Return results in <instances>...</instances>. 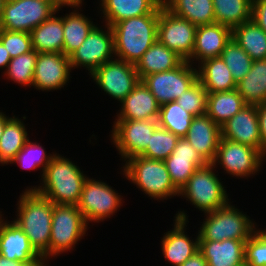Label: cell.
Returning <instances> with one entry per match:
<instances>
[{"label": "cell", "instance_id": "cell-43", "mask_svg": "<svg viewBox=\"0 0 266 266\" xmlns=\"http://www.w3.org/2000/svg\"><path fill=\"white\" fill-rule=\"evenodd\" d=\"M245 265L266 266V231L256 230L245 243Z\"/></svg>", "mask_w": 266, "mask_h": 266}, {"label": "cell", "instance_id": "cell-38", "mask_svg": "<svg viewBox=\"0 0 266 266\" xmlns=\"http://www.w3.org/2000/svg\"><path fill=\"white\" fill-rule=\"evenodd\" d=\"M179 139L172 132L158 126L154 130L147 148L140 155L148 159L164 161L171 155Z\"/></svg>", "mask_w": 266, "mask_h": 266}, {"label": "cell", "instance_id": "cell-21", "mask_svg": "<svg viewBox=\"0 0 266 266\" xmlns=\"http://www.w3.org/2000/svg\"><path fill=\"white\" fill-rule=\"evenodd\" d=\"M184 138L207 163H213L221 138V127L207 114L198 115L193 118Z\"/></svg>", "mask_w": 266, "mask_h": 266}, {"label": "cell", "instance_id": "cell-44", "mask_svg": "<svg viewBox=\"0 0 266 266\" xmlns=\"http://www.w3.org/2000/svg\"><path fill=\"white\" fill-rule=\"evenodd\" d=\"M251 18L266 32V0H253Z\"/></svg>", "mask_w": 266, "mask_h": 266}, {"label": "cell", "instance_id": "cell-18", "mask_svg": "<svg viewBox=\"0 0 266 266\" xmlns=\"http://www.w3.org/2000/svg\"><path fill=\"white\" fill-rule=\"evenodd\" d=\"M0 215V255L26 264H44L42 257L31 246L27 235L15 224L4 222Z\"/></svg>", "mask_w": 266, "mask_h": 266}, {"label": "cell", "instance_id": "cell-41", "mask_svg": "<svg viewBox=\"0 0 266 266\" xmlns=\"http://www.w3.org/2000/svg\"><path fill=\"white\" fill-rule=\"evenodd\" d=\"M207 95L208 92L201 82L197 80L175 101L187 112L198 116L207 112Z\"/></svg>", "mask_w": 266, "mask_h": 266}, {"label": "cell", "instance_id": "cell-40", "mask_svg": "<svg viewBox=\"0 0 266 266\" xmlns=\"http://www.w3.org/2000/svg\"><path fill=\"white\" fill-rule=\"evenodd\" d=\"M45 149L38 143H33L32 141L26 142L24 147L17 153L15 158L11 161L12 163H19V166L24 169H35L42 166V172L44 173L47 165L50 163L52 158L55 156L46 154Z\"/></svg>", "mask_w": 266, "mask_h": 266}, {"label": "cell", "instance_id": "cell-8", "mask_svg": "<svg viewBox=\"0 0 266 266\" xmlns=\"http://www.w3.org/2000/svg\"><path fill=\"white\" fill-rule=\"evenodd\" d=\"M183 61L175 69L150 74L141 79L161 105L175 101L197 80V69Z\"/></svg>", "mask_w": 266, "mask_h": 266}, {"label": "cell", "instance_id": "cell-28", "mask_svg": "<svg viewBox=\"0 0 266 266\" xmlns=\"http://www.w3.org/2000/svg\"><path fill=\"white\" fill-rule=\"evenodd\" d=\"M54 15L30 32L33 50H36L38 53L51 52L63 54V18L55 17Z\"/></svg>", "mask_w": 266, "mask_h": 266}, {"label": "cell", "instance_id": "cell-34", "mask_svg": "<svg viewBox=\"0 0 266 266\" xmlns=\"http://www.w3.org/2000/svg\"><path fill=\"white\" fill-rule=\"evenodd\" d=\"M23 122L15 118H8L5 122L3 134L0 138V163L8 164L24 147L29 137Z\"/></svg>", "mask_w": 266, "mask_h": 266}, {"label": "cell", "instance_id": "cell-19", "mask_svg": "<svg viewBox=\"0 0 266 266\" xmlns=\"http://www.w3.org/2000/svg\"><path fill=\"white\" fill-rule=\"evenodd\" d=\"M186 222V213L178 212L173 230L168 231L162 238V254L173 266H181L188 258L199 251V236L195 241H192L185 235Z\"/></svg>", "mask_w": 266, "mask_h": 266}, {"label": "cell", "instance_id": "cell-51", "mask_svg": "<svg viewBox=\"0 0 266 266\" xmlns=\"http://www.w3.org/2000/svg\"><path fill=\"white\" fill-rule=\"evenodd\" d=\"M71 6L74 7H80V4L82 3V0H68Z\"/></svg>", "mask_w": 266, "mask_h": 266}, {"label": "cell", "instance_id": "cell-13", "mask_svg": "<svg viewBox=\"0 0 266 266\" xmlns=\"http://www.w3.org/2000/svg\"><path fill=\"white\" fill-rule=\"evenodd\" d=\"M105 26L107 31L95 26L81 46L69 55L72 69L82 66L92 74L111 60V56L115 54L113 31L108 24Z\"/></svg>", "mask_w": 266, "mask_h": 266}, {"label": "cell", "instance_id": "cell-20", "mask_svg": "<svg viewBox=\"0 0 266 266\" xmlns=\"http://www.w3.org/2000/svg\"><path fill=\"white\" fill-rule=\"evenodd\" d=\"M173 184L180 190L195 170L207 164L185 138L177 141L171 155L164 160Z\"/></svg>", "mask_w": 266, "mask_h": 266}, {"label": "cell", "instance_id": "cell-29", "mask_svg": "<svg viewBox=\"0 0 266 266\" xmlns=\"http://www.w3.org/2000/svg\"><path fill=\"white\" fill-rule=\"evenodd\" d=\"M164 7L177 17L202 26L215 23L212 0H162Z\"/></svg>", "mask_w": 266, "mask_h": 266}, {"label": "cell", "instance_id": "cell-52", "mask_svg": "<svg viewBox=\"0 0 266 266\" xmlns=\"http://www.w3.org/2000/svg\"><path fill=\"white\" fill-rule=\"evenodd\" d=\"M7 0H0V21L2 18V14H3V9H4V5L6 3Z\"/></svg>", "mask_w": 266, "mask_h": 266}, {"label": "cell", "instance_id": "cell-49", "mask_svg": "<svg viewBox=\"0 0 266 266\" xmlns=\"http://www.w3.org/2000/svg\"><path fill=\"white\" fill-rule=\"evenodd\" d=\"M41 1H44V2H46L48 4H50L57 11H59V9H61L62 6H69V7H71V4L69 3L68 0H41Z\"/></svg>", "mask_w": 266, "mask_h": 266}, {"label": "cell", "instance_id": "cell-6", "mask_svg": "<svg viewBox=\"0 0 266 266\" xmlns=\"http://www.w3.org/2000/svg\"><path fill=\"white\" fill-rule=\"evenodd\" d=\"M214 168L213 163H207L197 168L179 192V195H184L183 197L189 199L196 208L205 214L229 203L225 187L213 172Z\"/></svg>", "mask_w": 266, "mask_h": 266}, {"label": "cell", "instance_id": "cell-35", "mask_svg": "<svg viewBox=\"0 0 266 266\" xmlns=\"http://www.w3.org/2000/svg\"><path fill=\"white\" fill-rule=\"evenodd\" d=\"M95 26L93 22L78 13L77 10L65 15L63 17V54L69 56L74 50L79 48Z\"/></svg>", "mask_w": 266, "mask_h": 266}, {"label": "cell", "instance_id": "cell-24", "mask_svg": "<svg viewBox=\"0 0 266 266\" xmlns=\"http://www.w3.org/2000/svg\"><path fill=\"white\" fill-rule=\"evenodd\" d=\"M247 240H199V251L208 266H246L245 243Z\"/></svg>", "mask_w": 266, "mask_h": 266}, {"label": "cell", "instance_id": "cell-15", "mask_svg": "<svg viewBox=\"0 0 266 266\" xmlns=\"http://www.w3.org/2000/svg\"><path fill=\"white\" fill-rule=\"evenodd\" d=\"M114 124L111 139L125 161L147 148L159 126L157 120H117Z\"/></svg>", "mask_w": 266, "mask_h": 266}, {"label": "cell", "instance_id": "cell-1", "mask_svg": "<svg viewBox=\"0 0 266 266\" xmlns=\"http://www.w3.org/2000/svg\"><path fill=\"white\" fill-rule=\"evenodd\" d=\"M18 201L17 224L27 235L31 246L45 261L49 258L54 203L34 189L25 190Z\"/></svg>", "mask_w": 266, "mask_h": 266}, {"label": "cell", "instance_id": "cell-39", "mask_svg": "<svg viewBox=\"0 0 266 266\" xmlns=\"http://www.w3.org/2000/svg\"><path fill=\"white\" fill-rule=\"evenodd\" d=\"M37 56L38 52L32 50L12 58L4 74L23 86H32Z\"/></svg>", "mask_w": 266, "mask_h": 266}, {"label": "cell", "instance_id": "cell-30", "mask_svg": "<svg viewBox=\"0 0 266 266\" xmlns=\"http://www.w3.org/2000/svg\"><path fill=\"white\" fill-rule=\"evenodd\" d=\"M236 90L246 104L266 102V59L253 61L249 72L237 83Z\"/></svg>", "mask_w": 266, "mask_h": 266}, {"label": "cell", "instance_id": "cell-46", "mask_svg": "<svg viewBox=\"0 0 266 266\" xmlns=\"http://www.w3.org/2000/svg\"><path fill=\"white\" fill-rule=\"evenodd\" d=\"M181 266H208L203 254L198 251L188 258Z\"/></svg>", "mask_w": 266, "mask_h": 266}, {"label": "cell", "instance_id": "cell-22", "mask_svg": "<svg viewBox=\"0 0 266 266\" xmlns=\"http://www.w3.org/2000/svg\"><path fill=\"white\" fill-rule=\"evenodd\" d=\"M232 38V29L219 23L198 26L195 46L191 57L187 60H204L221 56L226 44ZM201 60V61H200Z\"/></svg>", "mask_w": 266, "mask_h": 266}, {"label": "cell", "instance_id": "cell-47", "mask_svg": "<svg viewBox=\"0 0 266 266\" xmlns=\"http://www.w3.org/2000/svg\"><path fill=\"white\" fill-rule=\"evenodd\" d=\"M0 266H46V264H26L17 260H10L0 255Z\"/></svg>", "mask_w": 266, "mask_h": 266}, {"label": "cell", "instance_id": "cell-36", "mask_svg": "<svg viewBox=\"0 0 266 266\" xmlns=\"http://www.w3.org/2000/svg\"><path fill=\"white\" fill-rule=\"evenodd\" d=\"M194 117L176 101H172L160 106L157 121L160 127L172 132L179 138H184Z\"/></svg>", "mask_w": 266, "mask_h": 266}, {"label": "cell", "instance_id": "cell-14", "mask_svg": "<svg viewBox=\"0 0 266 266\" xmlns=\"http://www.w3.org/2000/svg\"><path fill=\"white\" fill-rule=\"evenodd\" d=\"M263 158L257 149L220 138L213 165L220 163L226 173L242 178L259 171Z\"/></svg>", "mask_w": 266, "mask_h": 266}, {"label": "cell", "instance_id": "cell-32", "mask_svg": "<svg viewBox=\"0 0 266 266\" xmlns=\"http://www.w3.org/2000/svg\"><path fill=\"white\" fill-rule=\"evenodd\" d=\"M232 38L253 61L266 59V32L252 18L234 27Z\"/></svg>", "mask_w": 266, "mask_h": 266}, {"label": "cell", "instance_id": "cell-31", "mask_svg": "<svg viewBox=\"0 0 266 266\" xmlns=\"http://www.w3.org/2000/svg\"><path fill=\"white\" fill-rule=\"evenodd\" d=\"M246 105L236 89L208 93L206 114L221 127Z\"/></svg>", "mask_w": 266, "mask_h": 266}, {"label": "cell", "instance_id": "cell-3", "mask_svg": "<svg viewBox=\"0 0 266 266\" xmlns=\"http://www.w3.org/2000/svg\"><path fill=\"white\" fill-rule=\"evenodd\" d=\"M42 178V187L29 189H34L54 204L77 205L88 177L72 161L55 154L42 173Z\"/></svg>", "mask_w": 266, "mask_h": 266}, {"label": "cell", "instance_id": "cell-23", "mask_svg": "<svg viewBox=\"0 0 266 266\" xmlns=\"http://www.w3.org/2000/svg\"><path fill=\"white\" fill-rule=\"evenodd\" d=\"M120 103L122 109L116 120L158 119L160 104L142 81Z\"/></svg>", "mask_w": 266, "mask_h": 266}, {"label": "cell", "instance_id": "cell-9", "mask_svg": "<svg viewBox=\"0 0 266 266\" xmlns=\"http://www.w3.org/2000/svg\"><path fill=\"white\" fill-rule=\"evenodd\" d=\"M56 13L53 6L41 0H7L0 29L30 33Z\"/></svg>", "mask_w": 266, "mask_h": 266}, {"label": "cell", "instance_id": "cell-5", "mask_svg": "<svg viewBox=\"0 0 266 266\" xmlns=\"http://www.w3.org/2000/svg\"><path fill=\"white\" fill-rule=\"evenodd\" d=\"M199 232V240H248L254 233V223L230 203L209 212Z\"/></svg>", "mask_w": 266, "mask_h": 266}, {"label": "cell", "instance_id": "cell-4", "mask_svg": "<svg viewBox=\"0 0 266 266\" xmlns=\"http://www.w3.org/2000/svg\"><path fill=\"white\" fill-rule=\"evenodd\" d=\"M123 168L126 179L149 197L162 200L172 195L179 196L180 190L173 184L164 161L138 155L129 158Z\"/></svg>", "mask_w": 266, "mask_h": 266}, {"label": "cell", "instance_id": "cell-12", "mask_svg": "<svg viewBox=\"0 0 266 266\" xmlns=\"http://www.w3.org/2000/svg\"><path fill=\"white\" fill-rule=\"evenodd\" d=\"M90 75L106 94L120 102L141 81L135 65L118 58L107 61Z\"/></svg>", "mask_w": 266, "mask_h": 266}, {"label": "cell", "instance_id": "cell-16", "mask_svg": "<svg viewBox=\"0 0 266 266\" xmlns=\"http://www.w3.org/2000/svg\"><path fill=\"white\" fill-rule=\"evenodd\" d=\"M221 138L257 149L264 157L259 129L257 105L244 106L221 126Z\"/></svg>", "mask_w": 266, "mask_h": 266}, {"label": "cell", "instance_id": "cell-33", "mask_svg": "<svg viewBox=\"0 0 266 266\" xmlns=\"http://www.w3.org/2000/svg\"><path fill=\"white\" fill-rule=\"evenodd\" d=\"M215 23L233 29L252 17L253 0H212Z\"/></svg>", "mask_w": 266, "mask_h": 266}, {"label": "cell", "instance_id": "cell-26", "mask_svg": "<svg viewBox=\"0 0 266 266\" xmlns=\"http://www.w3.org/2000/svg\"><path fill=\"white\" fill-rule=\"evenodd\" d=\"M198 68L197 78L208 93L236 89L237 83L221 56L200 62Z\"/></svg>", "mask_w": 266, "mask_h": 266}, {"label": "cell", "instance_id": "cell-17", "mask_svg": "<svg viewBox=\"0 0 266 266\" xmlns=\"http://www.w3.org/2000/svg\"><path fill=\"white\" fill-rule=\"evenodd\" d=\"M71 69L69 56L62 53H38L32 85L43 91L60 89L69 81Z\"/></svg>", "mask_w": 266, "mask_h": 266}, {"label": "cell", "instance_id": "cell-7", "mask_svg": "<svg viewBox=\"0 0 266 266\" xmlns=\"http://www.w3.org/2000/svg\"><path fill=\"white\" fill-rule=\"evenodd\" d=\"M87 224L77 205L54 204L49 257L73 249L86 234Z\"/></svg>", "mask_w": 266, "mask_h": 266}, {"label": "cell", "instance_id": "cell-27", "mask_svg": "<svg viewBox=\"0 0 266 266\" xmlns=\"http://www.w3.org/2000/svg\"><path fill=\"white\" fill-rule=\"evenodd\" d=\"M184 60L158 40L135 64L140 79L150 74L169 71L178 67Z\"/></svg>", "mask_w": 266, "mask_h": 266}, {"label": "cell", "instance_id": "cell-42", "mask_svg": "<svg viewBox=\"0 0 266 266\" xmlns=\"http://www.w3.org/2000/svg\"><path fill=\"white\" fill-rule=\"evenodd\" d=\"M0 42L6 47L11 58L33 50L32 39L29 32L0 29Z\"/></svg>", "mask_w": 266, "mask_h": 266}, {"label": "cell", "instance_id": "cell-37", "mask_svg": "<svg viewBox=\"0 0 266 266\" xmlns=\"http://www.w3.org/2000/svg\"><path fill=\"white\" fill-rule=\"evenodd\" d=\"M221 58L230 69L236 83L242 80L251 69L253 60L250 56L231 38L221 53Z\"/></svg>", "mask_w": 266, "mask_h": 266}, {"label": "cell", "instance_id": "cell-10", "mask_svg": "<svg viewBox=\"0 0 266 266\" xmlns=\"http://www.w3.org/2000/svg\"><path fill=\"white\" fill-rule=\"evenodd\" d=\"M196 30L197 26L172 14L164 6L159 11L157 40L184 61L194 50Z\"/></svg>", "mask_w": 266, "mask_h": 266}, {"label": "cell", "instance_id": "cell-25", "mask_svg": "<svg viewBox=\"0 0 266 266\" xmlns=\"http://www.w3.org/2000/svg\"><path fill=\"white\" fill-rule=\"evenodd\" d=\"M102 12L109 26L124 19L153 14L162 0H101Z\"/></svg>", "mask_w": 266, "mask_h": 266}, {"label": "cell", "instance_id": "cell-48", "mask_svg": "<svg viewBox=\"0 0 266 266\" xmlns=\"http://www.w3.org/2000/svg\"><path fill=\"white\" fill-rule=\"evenodd\" d=\"M11 59L12 58L7 52L6 47L0 42V68H7Z\"/></svg>", "mask_w": 266, "mask_h": 266}, {"label": "cell", "instance_id": "cell-50", "mask_svg": "<svg viewBox=\"0 0 266 266\" xmlns=\"http://www.w3.org/2000/svg\"><path fill=\"white\" fill-rule=\"evenodd\" d=\"M8 119L7 116H5L4 113L0 112V138L3 134V130H4V127H5V122L6 120Z\"/></svg>", "mask_w": 266, "mask_h": 266}, {"label": "cell", "instance_id": "cell-2", "mask_svg": "<svg viewBox=\"0 0 266 266\" xmlns=\"http://www.w3.org/2000/svg\"><path fill=\"white\" fill-rule=\"evenodd\" d=\"M163 6L153 14L124 19L111 26L115 57L134 65L142 58L157 41L159 11Z\"/></svg>", "mask_w": 266, "mask_h": 266}, {"label": "cell", "instance_id": "cell-11", "mask_svg": "<svg viewBox=\"0 0 266 266\" xmlns=\"http://www.w3.org/2000/svg\"><path fill=\"white\" fill-rule=\"evenodd\" d=\"M120 196L105 182L87 178L77 207L86 222L103 221L114 214L121 205Z\"/></svg>", "mask_w": 266, "mask_h": 266}, {"label": "cell", "instance_id": "cell-45", "mask_svg": "<svg viewBox=\"0 0 266 266\" xmlns=\"http://www.w3.org/2000/svg\"><path fill=\"white\" fill-rule=\"evenodd\" d=\"M262 151L266 154V102L257 105Z\"/></svg>", "mask_w": 266, "mask_h": 266}]
</instances>
